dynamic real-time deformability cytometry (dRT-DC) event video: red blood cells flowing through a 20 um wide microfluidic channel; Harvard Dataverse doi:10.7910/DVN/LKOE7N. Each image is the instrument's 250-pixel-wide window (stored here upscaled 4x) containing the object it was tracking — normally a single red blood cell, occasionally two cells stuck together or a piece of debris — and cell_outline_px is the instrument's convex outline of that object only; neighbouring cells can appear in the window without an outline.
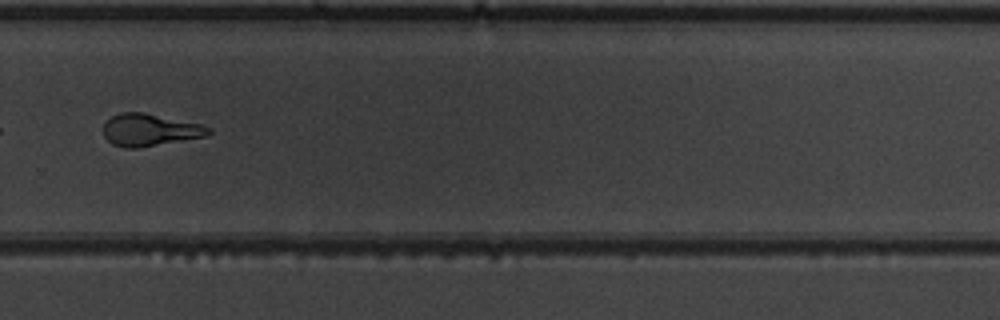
{"species": "common noctule bat (a hibernating species)", "species_latin": "Nyctalus noctula", "temperature_condition": "warm", "stored_images_in_passage": 35, "camera_frame_rate_fps": 3000, "um_per_image_px": 0.085, "animal": {"sex": "male", "body_mass_g": 19.5, "forearm_length_mm": 54.6}, "frame": {"image": 1, "passage_image": 20, "time_ms": 6.333, "image_size_px": [1000, 320], "cell_outline_px": [[212, 132], [208, 136], [140, 148], [124, 148], [112, 144], [104, 136], [104, 124], [112, 116], [120, 112], [144, 112], [204, 124], [212, 128]], "centroid_in_image_um": [12.79, 11.04], "position_along_channel_um": 317.0, "area_um2": 20.11}, "authors_computed_cell_mechanics": {"area_um2": 20.1144, "velocity_mm_per_s": 3.8606, "shape_relaxation_time_tau1_ms": 3.6736, "shape_relaxation_time_tau2_ms": 1.7402, "deformation_change_tau1": 0.2303, "deformation_change_tau2": 0.1211}}